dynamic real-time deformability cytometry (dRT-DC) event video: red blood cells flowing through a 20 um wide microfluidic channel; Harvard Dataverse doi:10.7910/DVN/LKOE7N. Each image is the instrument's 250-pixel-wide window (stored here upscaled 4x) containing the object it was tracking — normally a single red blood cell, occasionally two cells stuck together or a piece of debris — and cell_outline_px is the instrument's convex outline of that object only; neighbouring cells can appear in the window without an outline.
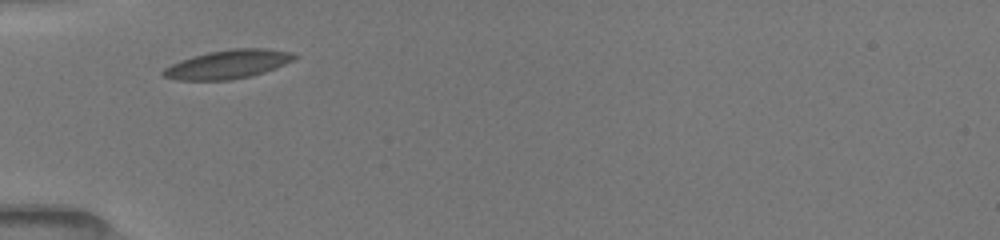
{"species": "common noctule bat (a hibernating species)", "species_latin": "Nyctalus noctula", "temperature_condition": "room temperature", "stored_images_in_passage": 4, "camera_frame_rate_fps": 3000, "um_per_image_px": 0.085, "animal": {"sex": "female", "body_mass_g": 19.5, "forearm_length_mm": 54.1}, "frame": {"image": 1, "passage_image": 1, "time_ms": 0.0, "image_size_px": [1000, 240], "cell_outline_px": [[300, 56], [276, 68], [252, 76], [232, 80], [176, 80], [164, 76], [160, 72], [164, 68], [172, 64], [192, 56], [208, 52], [236, 48], [264, 48], [292, 52]], "centroid_in_image_um": [19.39, 5.47], "position_along_channel_um": 65.6, "area_um2": 21.96}}